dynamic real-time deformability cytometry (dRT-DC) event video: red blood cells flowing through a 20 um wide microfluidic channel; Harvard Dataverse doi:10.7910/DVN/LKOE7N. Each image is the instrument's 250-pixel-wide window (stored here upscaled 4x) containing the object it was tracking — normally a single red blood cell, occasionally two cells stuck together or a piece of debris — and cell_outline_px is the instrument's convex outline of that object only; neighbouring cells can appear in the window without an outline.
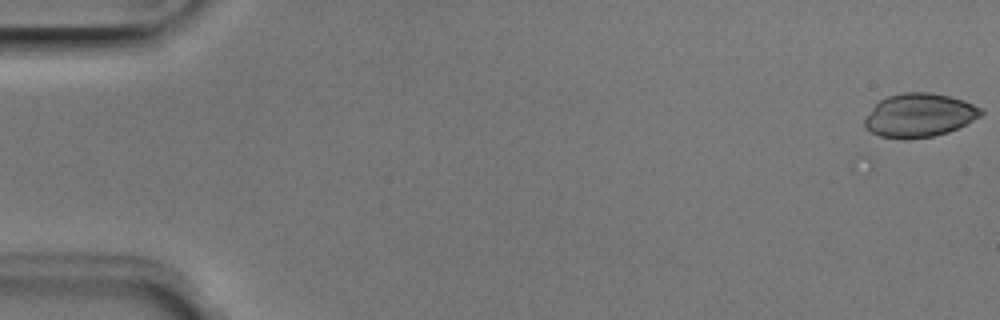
{"species": "Egyptian fruit bat (a non-hibernating species)", "species_latin": "Rousettus aegyptiacus", "temperature_condition": "room temperature", "stored_images_in_passage": 21, "camera_frame_rate_fps": 3000, "um_per_image_px": 0.085, "animal": {"sex": "male"}, "frame": {"image": 1, "passage_image": 1, "time_ms": 0.0, "image_size_px": [1000, 320], "cell_outline_px": [[984, 112], [980, 116], [948, 132], [932, 136], [908, 140], [900, 140], [880, 136], [864, 128], [864, 120], [872, 108], [880, 100], [888, 96], [904, 92], [928, 92], [948, 96], [964, 100], [984, 108]], "centroid_in_image_um": [78.13, 9.8], "position_along_channel_um": 6.9, "area_um2": 29.65}}
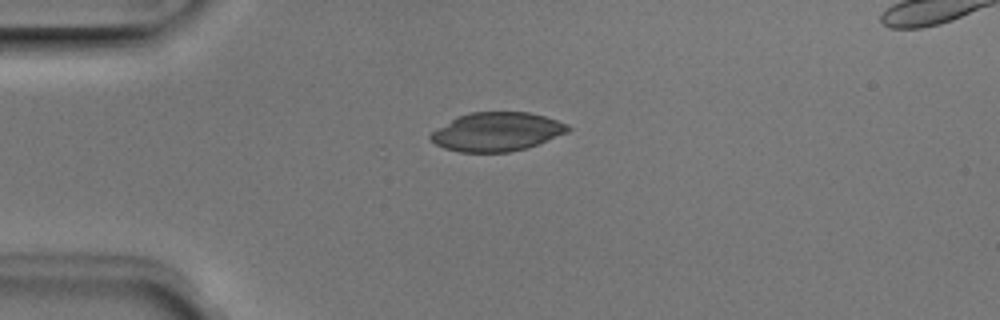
{"frame": {"image": 2, "passage_image": 13, "time_ms": 4.0, "image_size_px": [1000, 320], "cell_outline_px": [[572, 128], [568, 132], [536, 144], [524, 148], [508, 152], [460, 152], [444, 148], [436, 144], [428, 136], [432, 132], [452, 120], [468, 112], [528, 112], [544, 116], [568, 124]], "centroid_in_image_um": [42.24, 11.2], "position_along_channel_um": 42.8, "area_um2": 30.58}}
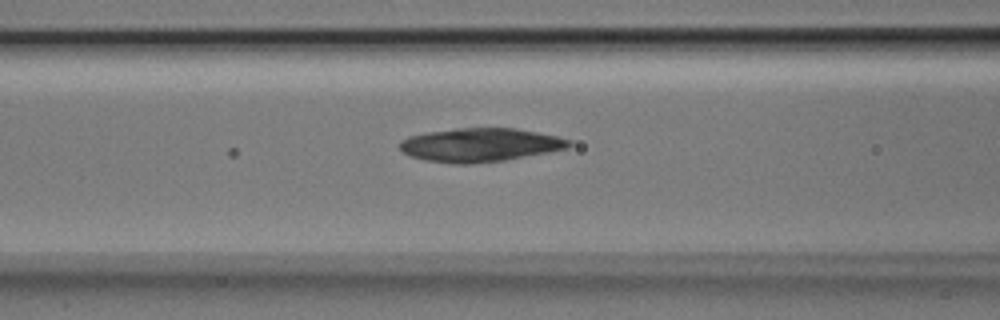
{"frame": {"image": 3, "passage_image": 21, "time_ms": 6.667, "image_size_px": [1000, 320], "cell_outline_px": [[572, 144], [568, 148], [548, 152], [504, 160], [468, 164], [456, 164], [424, 160], [412, 156], [404, 152], [400, 148], [400, 140], [408, 136], [428, 132], [456, 128], [516, 128], [556, 136], [572, 140]], "centroid_in_image_um": [40.81, 12.31], "position_along_channel_um": 125.8, "area_um2": 33.0}}